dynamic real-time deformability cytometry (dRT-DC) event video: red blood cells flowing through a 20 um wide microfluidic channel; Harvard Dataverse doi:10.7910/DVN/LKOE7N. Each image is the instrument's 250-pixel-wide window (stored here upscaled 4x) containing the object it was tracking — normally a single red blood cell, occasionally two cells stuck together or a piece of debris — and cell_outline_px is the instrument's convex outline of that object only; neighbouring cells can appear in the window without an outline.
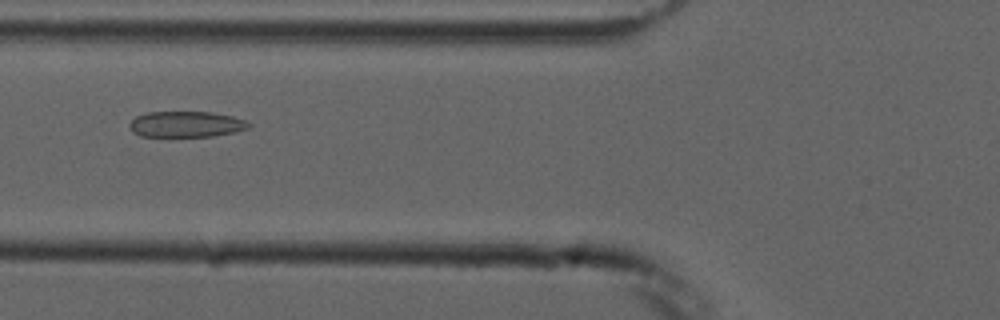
{"species": "common noctule bat (a hibernating species)", "species_latin": "Nyctalus noctula", "temperature_condition": "cold", "stored_images_in_passage": 6, "camera_frame_rate_fps": 3000, "um_per_image_px": 0.085, "animal": {"sex": "male", "forearm_length_mm": 52.5}, "frame": {"image": 1, "passage_image": 2, "time_ms": 1.333, "image_size_px": [1000, 320], "cell_outline_px": [[252, 124], [248, 128], [236, 132], [212, 136], [140, 136], [132, 132], [128, 128], [128, 124], [136, 116], [148, 112], [212, 112], [232, 116], [244, 120]], "centroid_in_image_um": [15.8, 10.56], "position_along_channel_um": 110.0, "area_um2": 18.03}}
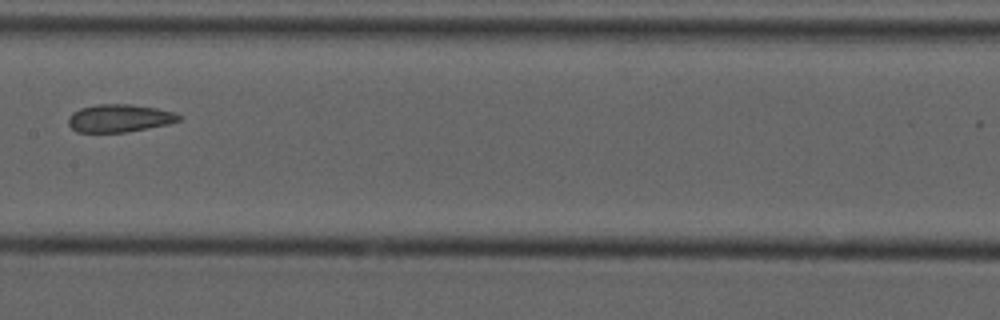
{"frame": {"image": 2, "passage_image": 4, "time_ms": 3.667, "image_size_px": [1000, 320], "cell_outline_px": [[180, 120], [168, 124], [128, 132], [76, 132], [68, 124], [68, 116], [72, 112], [80, 108], [96, 104], [132, 104], [156, 108], [172, 112], [180, 116]], "centroid_in_image_um": [10.1, 10.04], "position_along_channel_um": 197.3, "area_um2": 17.92}}
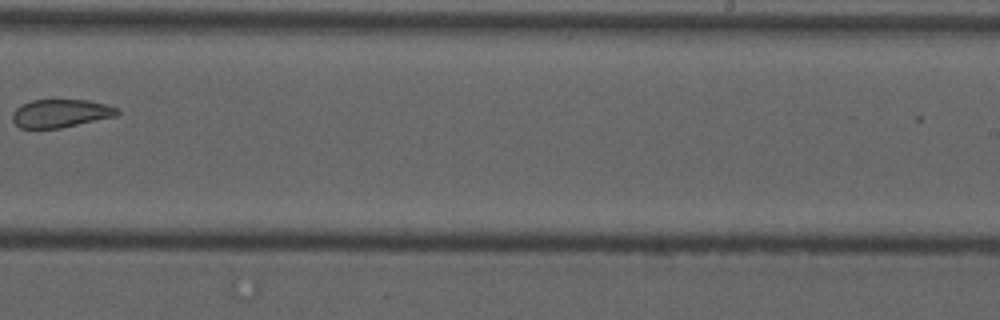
{"frame": {"image": 3, "passage_image": 6, "time_ms": 6.0, "image_size_px": [1000, 320], "cell_outline_px": [[120, 112], [116, 116], [60, 128], [20, 128], [12, 120], [12, 112], [20, 104], [32, 100], [88, 100], [108, 104], [120, 108]], "centroid_in_image_um": [5.17, 9.62], "position_along_channel_um": 283.8, "area_um2": 17.34}}